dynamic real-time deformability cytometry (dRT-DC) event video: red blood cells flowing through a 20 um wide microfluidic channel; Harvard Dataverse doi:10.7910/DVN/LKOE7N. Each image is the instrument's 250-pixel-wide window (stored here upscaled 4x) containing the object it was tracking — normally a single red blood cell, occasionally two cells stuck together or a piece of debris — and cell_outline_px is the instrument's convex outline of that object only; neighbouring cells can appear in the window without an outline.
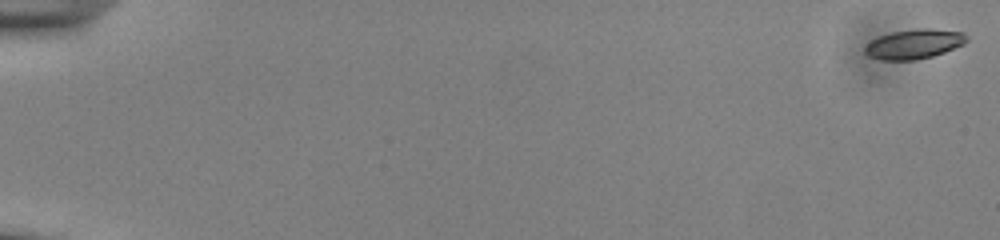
{"species": "common noctule bat (a hibernating species)", "species_latin": "Nyctalus noctula", "temperature_condition": "cold", "stored_images_in_passage": 55, "camera_frame_rate_fps": 3000, "um_per_image_px": 0.085, "animal": {"sex": "male", "body_mass_g": 13.0, "forearm_length_mm": 53.1}, "frame": {"image": 1, "passage_image": 1, "time_ms": 0.0, "image_size_px": [1000, 240], "cell_outline_px": [[968, 40], [964, 44], [944, 52], [932, 56], [916, 60], [880, 60], [868, 56], [864, 52], [864, 48], [872, 40], [880, 36], [892, 32], [916, 28], [928, 28], [964, 32], [968, 36]], "centroid_in_image_um": [77.72, 3.74], "position_along_channel_um": 7.3, "area_um2": 17.63}}
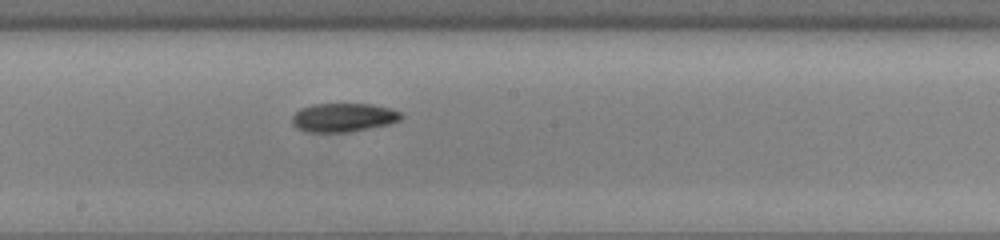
{"frame": {"image": 2, "passage_image": 32, "time_ms": 10.333, "image_size_px": [1000, 240], "cell_outline_px": [[404, 116], [400, 120], [388, 124], [352, 132], [308, 132], [296, 128], [292, 124], [292, 116], [300, 108], [312, 104], [372, 104], [388, 108], [400, 112]], "centroid_in_image_um": [29.16, 9.99], "position_along_channel_um": 219.0, "area_um2": 18.32}}
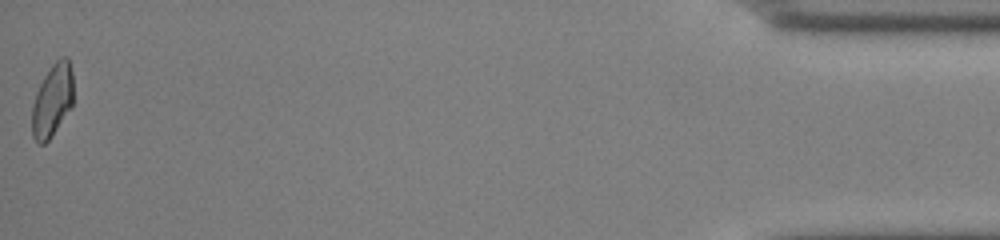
{"frame": {"image": 3, "passage_image": 55, "time_ms": 18.0, "image_size_px": [1000, 240], "cell_outline_px": [[72, 108], [52, 136], [44, 144], [40, 144], [32, 136], [32, 104], [36, 92], [44, 76], [52, 64], [60, 56], [68, 56], [72, 72]], "centroid_in_image_um": [4.45, 8.52], "position_along_channel_um": 430.7, "area_um2": 17.69}, "authors_computed_cell_mechanics": {"area_um2": 17.8024, "velocity_mm_per_s": 3.8869, "shape_relaxation_time_tau1_ms": null, "shape_relaxation_time_tau2_ms": 6.1453, "deformation_change_tau1": null, "deformation_change_tau2": 0.1137}}